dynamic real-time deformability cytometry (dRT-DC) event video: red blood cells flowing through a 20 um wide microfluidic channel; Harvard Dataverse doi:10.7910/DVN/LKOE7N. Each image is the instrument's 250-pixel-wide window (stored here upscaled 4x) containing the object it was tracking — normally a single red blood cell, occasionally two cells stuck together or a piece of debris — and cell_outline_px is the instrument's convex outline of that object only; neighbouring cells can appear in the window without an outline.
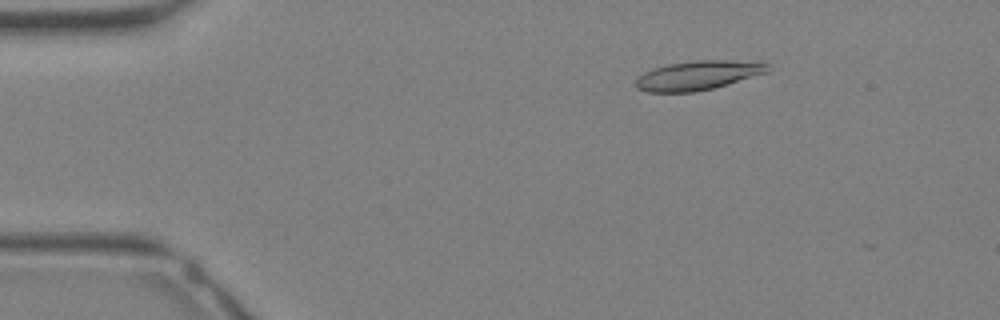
{"species": "Egyptian fruit bat (a non-hibernating species)", "species_latin": "Rousettus aegyptiacus", "temperature_condition": "warm", "stored_images_in_passage": 23, "camera_frame_rate_fps": 3000, "um_per_image_px": 0.085, "animal": {"sex": "female"}, "frame": {"image": 1, "passage_image": 1, "time_ms": 0.0, "image_size_px": [1000, 320], "cell_outline_px": [[768, 72], [728, 84], [696, 92], [648, 92], [636, 88], [636, 80], [644, 72], [652, 68], [668, 64], [696, 60], [764, 60], [768, 64]], "centroid_in_image_um": [59.39, 6.38], "position_along_channel_um": 25.6, "area_um2": 22.72}}
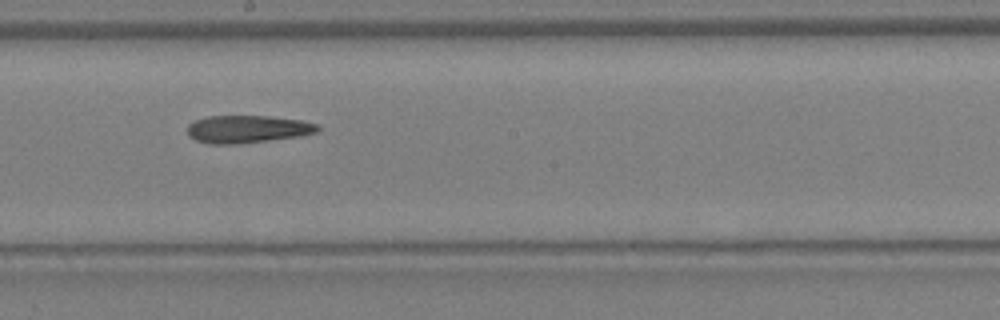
{"frame": {"image": 2, "passage_image": 14, "time_ms": 4.333, "image_size_px": [1000, 320], "cell_outline_px": [[320, 128], [316, 132], [300, 136], [268, 140], [232, 144], [208, 144], [196, 140], [188, 136], [188, 124], [196, 120], [208, 116], [268, 116], [304, 120], [320, 124]], "centroid_in_image_um": [21.05, 10.97], "position_along_channel_um": 227.1, "area_um2": 20.98}}
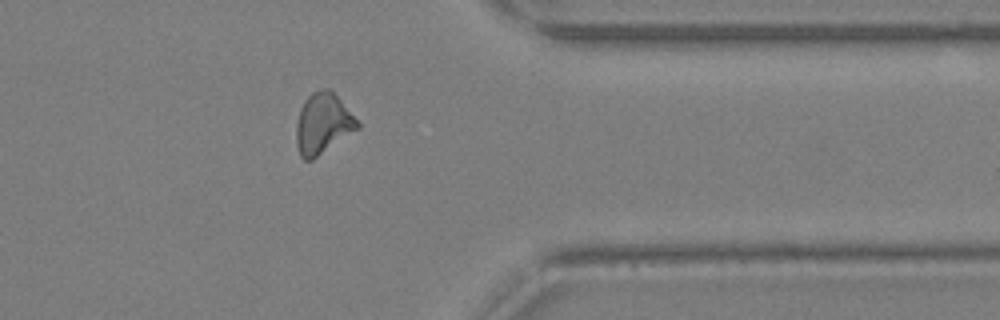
{"frame": {"image": 3, "passage_image": 22, "time_ms": 7.0, "image_size_px": [1000, 320], "cell_outline_px": [[360, 128], [312, 160], [304, 160], [300, 156], [296, 144], [296, 124], [300, 108], [304, 100], [312, 92], [320, 88], [328, 88], [340, 100], [360, 124]], "centroid_in_image_um": [27.42, 10.52], "position_along_channel_um": 384.0, "area_um2": 21.56}}